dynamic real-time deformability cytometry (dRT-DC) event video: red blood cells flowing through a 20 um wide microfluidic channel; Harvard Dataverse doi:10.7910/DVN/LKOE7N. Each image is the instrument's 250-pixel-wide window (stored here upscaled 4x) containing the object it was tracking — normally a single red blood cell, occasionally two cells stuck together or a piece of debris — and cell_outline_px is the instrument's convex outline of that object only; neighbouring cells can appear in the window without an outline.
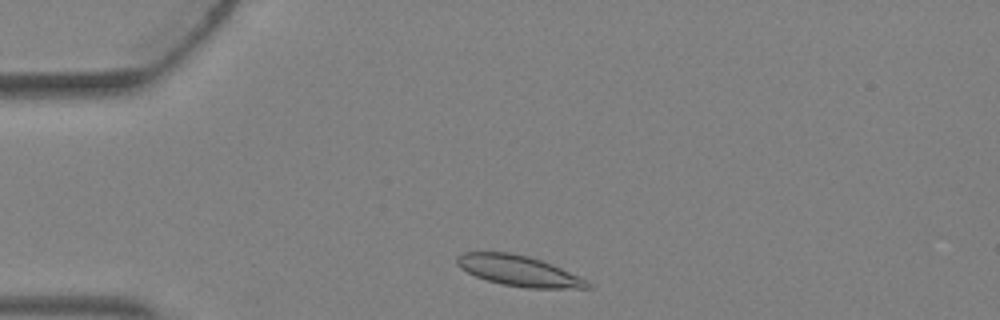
{"species": "Egyptian fruit bat (a non-hibernating species)", "species_latin": "Rousettus aegyptiacus", "temperature_condition": "warm", "stored_images_in_passage": 3, "camera_frame_rate_fps": 3000, "um_per_image_px": 0.085, "animal": {"sex": "female"}, "frame": {"image": 1, "passage_image": 1, "time_ms": 0.0, "image_size_px": [1000, 320], "cell_outline_px": [[592, 288], [528, 288], [500, 284], [476, 276], [460, 268], [456, 264], [456, 256], [464, 252], [508, 252], [528, 256], [552, 264], [588, 280], [592, 284]], "centroid_in_image_um": [44.1, 23.02], "position_along_channel_um": 40.9, "area_um2": 23.24}}
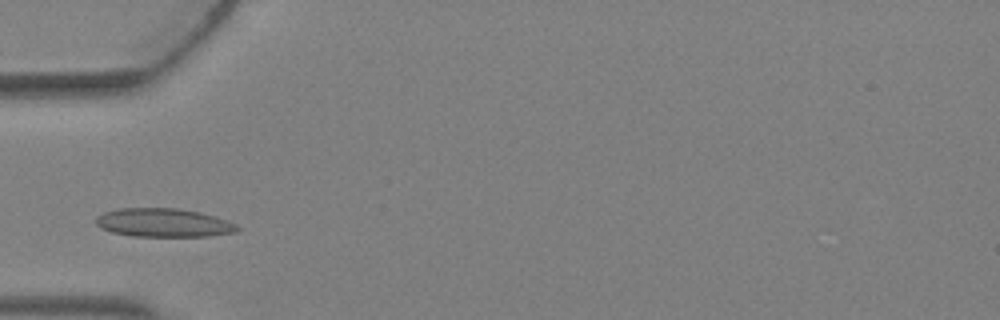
{"frame": {"image": 2, "passage_image": 2, "time_ms": 0.333, "image_size_px": [1000, 320], "cell_outline_px": [[244, 228], [236, 232], [208, 236], [132, 236], [112, 232], [100, 228], [96, 224], [96, 216], [104, 212], [116, 208], [180, 208], [200, 212], [216, 216], [228, 220]], "centroid_in_image_um": [13.93, 18.92], "position_along_channel_um": 71.1, "area_um2": 23.87}}
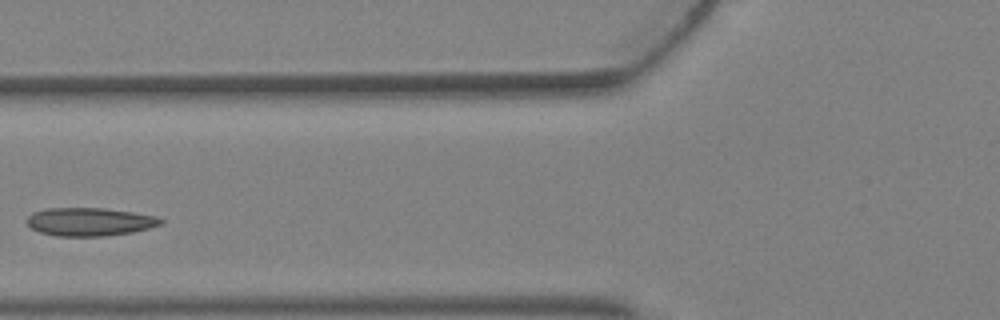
{"frame": {"image": 3, "passage_image": 3, "time_ms": 0.667, "image_size_px": [1000, 320], "cell_outline_px": [[164, 220], [160, 224], [148, 228], [132, 232], [104, 236], [56, 236], [40, 232], [32, 228], [28, 224], [28, 216], [32, 212], [48, 208], [104, 208], [132, 212], [156, 216]], "centroid_in_image_um": [7.61, 18.85], "position_along_channel_um": 118.2, "area_um2": 21.85}}